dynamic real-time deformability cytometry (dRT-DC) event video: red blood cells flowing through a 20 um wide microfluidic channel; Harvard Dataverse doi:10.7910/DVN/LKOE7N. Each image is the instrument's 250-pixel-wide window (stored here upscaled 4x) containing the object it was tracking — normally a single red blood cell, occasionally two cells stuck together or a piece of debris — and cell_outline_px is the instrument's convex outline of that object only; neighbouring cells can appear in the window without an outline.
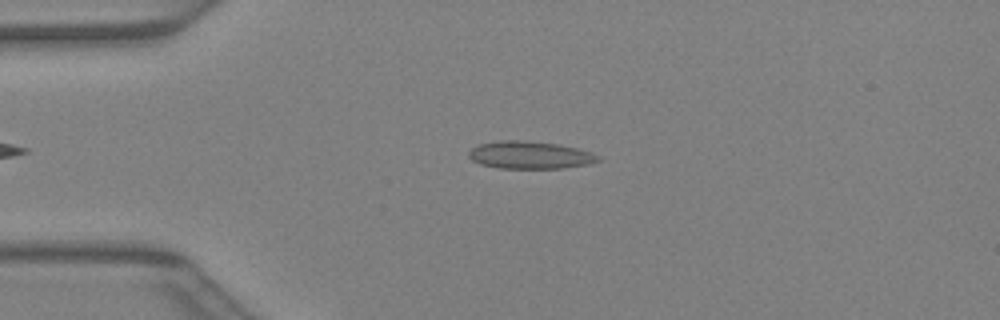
{"species": "Egyptian fruit bat (a non-hibernating species)", "species_latin": "Rousettus aegyptiacus", "temperature_condition": "warm", "stored_images_in_passage": 33, "camera_frame_rate_fps": 3000, "um_per_image_px": 0.085, "animal": {"sex": "female"}, "frame": {"image": 1, "passage_image": 6, "time_ms": 1.667, "image_size_px": [1000, 320], "cell_outline_px": [[604, 160], [588, 164], [560, 168], [500, 168], [480, 164], [472, 160], [468, 156], [468, 152], [472, 148], [480, 144], [500, 140], [520, 140], [556, 144], [576, 148], [592, 152], [600, 156]], "centroid_in_image_um": [45.06, 13.18], "position_along_channel_um": 39.9, "area_um2": 20.69}}
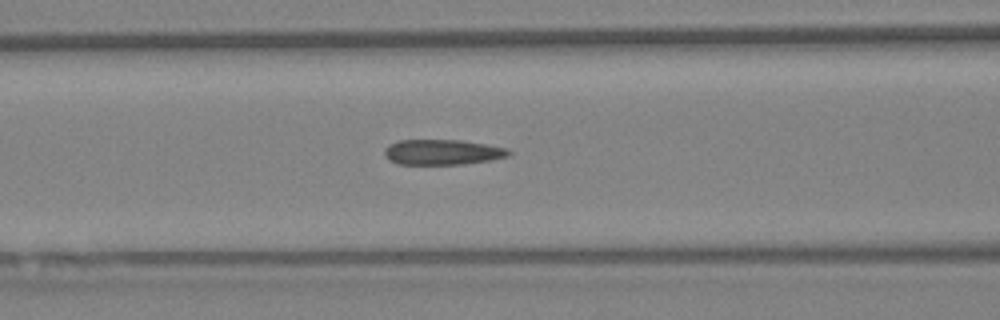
{"frame": {"image": 2, "passage_image": 13, "time_ms": 4.0, "image_size_px": [1000, 320], "cell_outline_px": [[512, 152], [508, 156], [488, 160], [460, 164], [400, 164], [388, 160], [384, 156], [384, 148], [388, 144], [396, 140], [460, 140], [484, 144], [504, 148]], "centroid_in_image_um": [37.51, 12.92], "position_along_channel_um": 129.1, "area_um2": 18.21}}
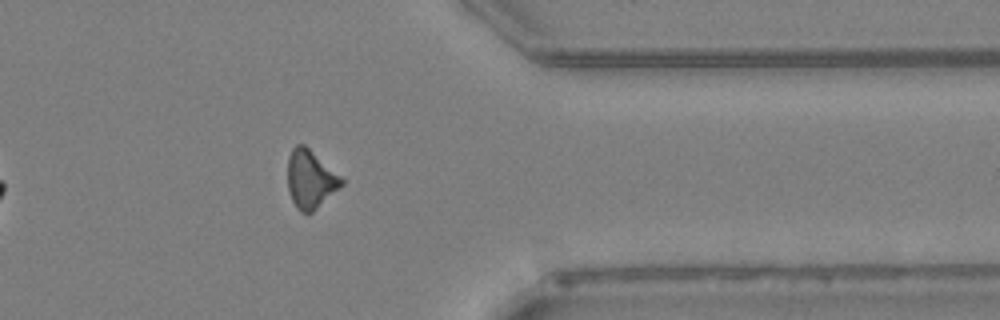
{"frame": {"image": 3, "passage_image": 29, "time_ms": 9.333, "image_size_px": [1000, 320], "cell_outline_px": [[344, 184], [340, 188], [312, 212], [300, 212], [296, 208], [292, 200], [288, 188], [288, 156], [292, 148], [296, 144], [304, 144], [340, 176], [344, 180]], "centroid_in_image_um": [26.37, 15.23], "position_along_channel_um": 385.0, "area_um2": 18.09}}